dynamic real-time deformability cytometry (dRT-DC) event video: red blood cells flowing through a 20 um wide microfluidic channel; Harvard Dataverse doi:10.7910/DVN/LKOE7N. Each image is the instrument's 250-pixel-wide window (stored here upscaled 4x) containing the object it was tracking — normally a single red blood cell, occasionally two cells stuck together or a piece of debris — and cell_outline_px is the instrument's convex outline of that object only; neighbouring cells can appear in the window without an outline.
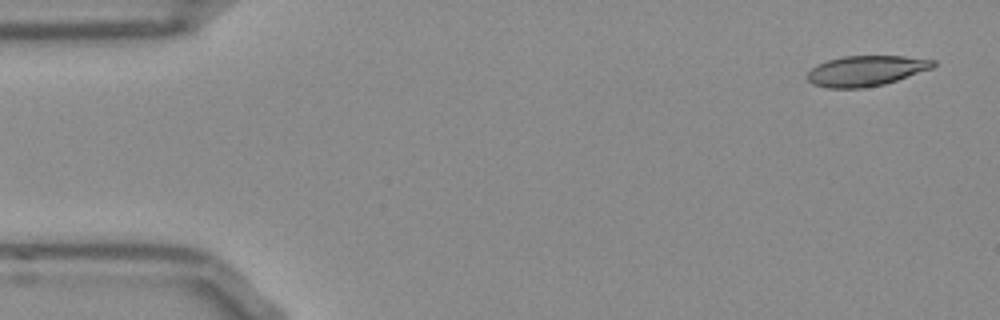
{"species": "Egyptian fruit bat (a non-hibernating species)", "species_latin": "Rousettus aegyptiacus", "temperature_condition": "room temperature", "stored_images_in_passage": 11, "camera_frame_rate_fps": 3000, "um_per_image_px": 0.085, "frame": {"image": 1, "passage_image": 2, "time_ms": 0.333, "image_size_px": [1000, 320], "cell_outline_px": [[936, 64], [932, 68], [884, 84], [860, 88], [828, 88], [812, 84], [808, 80], [808, 72], [816, 64], [828, 60], [844, 56], [904, 56], [936, 60]], "centroid_in_image_um": [73.59, 6.01], "position_along_channel_um": 11.4, "area_um2": 22.14}}